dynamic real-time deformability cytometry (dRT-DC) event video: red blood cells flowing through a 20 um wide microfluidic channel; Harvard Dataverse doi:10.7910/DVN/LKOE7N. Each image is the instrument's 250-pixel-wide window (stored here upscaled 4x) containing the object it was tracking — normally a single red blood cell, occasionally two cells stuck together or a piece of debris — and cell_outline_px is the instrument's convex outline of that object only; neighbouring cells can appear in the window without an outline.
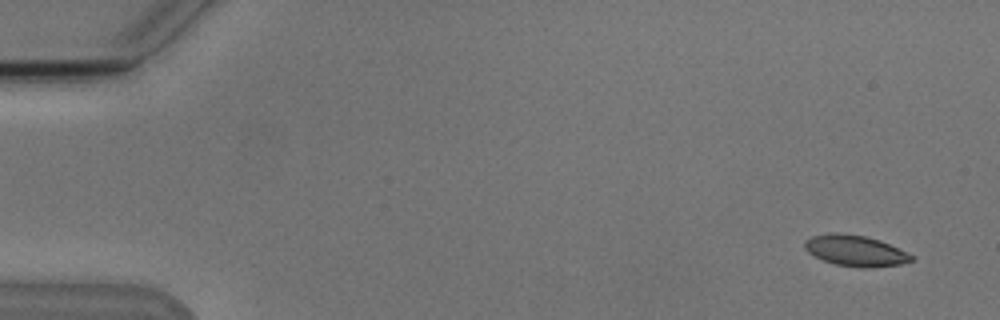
{"species": "Egyptian fruit bat (a non-hibernating species)", "species_latin": "Rousettus aegyptiacus", "temperature_condition": "cold", "stored_images_in_passage": 5, "camera_frame_rate_fps": 3000, "um_per_image_px": 0.085, "animal": {"sex": "male"}, "frame": {"image": 1, "passage_image": 1, "time_ms": 0.0, "image_size_px": [1000, 320], "cell_outline_px": [[916, 260], [900, 264], [872, 268], [860, 268], [836, 264], [824, 260], [808, 252], [804, 248], [804, 240], [812, 236], [832, 232], [840, 232], [864, 236], [880, 240], [916, 256]], "centroid_in_image_um": [72.74, 21.31], "position_along_channel_um": 12.3, "area_um2": 19.42}}
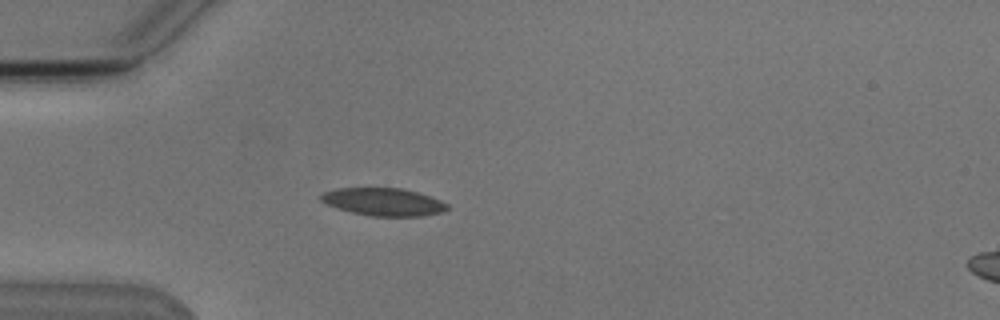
{"frame": {"image": 2, "passage_image": 4, "time_ms": 4.333, "image_size_px": [1000, 320], "cell_outline_px": [[448, 208], [440, 212], [424, 216], [368, 216], [336, 208], [320, 200], [320, 196], [324, 192], [340, 188], [400, 188], [416, 192], [440, 200], [448, 204]], "centroid_in_image_um": [32.58, 17.16], "position_along_channel_um": 52.4, "area_um2": 20.17}}